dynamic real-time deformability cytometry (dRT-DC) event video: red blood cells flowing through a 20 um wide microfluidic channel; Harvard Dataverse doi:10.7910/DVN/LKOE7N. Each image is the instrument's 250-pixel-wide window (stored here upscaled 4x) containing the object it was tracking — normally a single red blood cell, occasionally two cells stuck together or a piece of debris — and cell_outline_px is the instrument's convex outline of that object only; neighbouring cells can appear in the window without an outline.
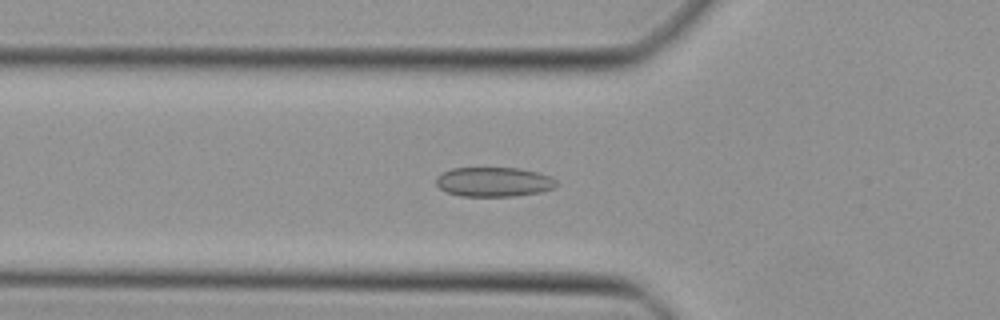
{"species": "Egyptian fruit bat (a non-hibernating species)", "species_latin": "Rousettus aegyptiacus", "temperature_condition": "cold", "stored_images_in_passage": 39, "camera_frame_rate_fps": 3000, "um_per_image_px": 0.085, "animal": {"sex": "female"}, "frame": {"image": 1, "passage_image": 14, "time_ms": 4.333, "image_size_px": [1000, 320], "cell_outline_px": [[560, 184], [552, 188], [540, 192], [516, 196], [460, 196], [448, 192], [440, 188], [436, 184], [436, 176], [452, 168], [520, 168], [536, 172], [548, 176], [556, 180]], "centroid_in_image_um": [41.97, 15.46], "position_along_channel_um": 83.8, "area_um2": 20.63}}
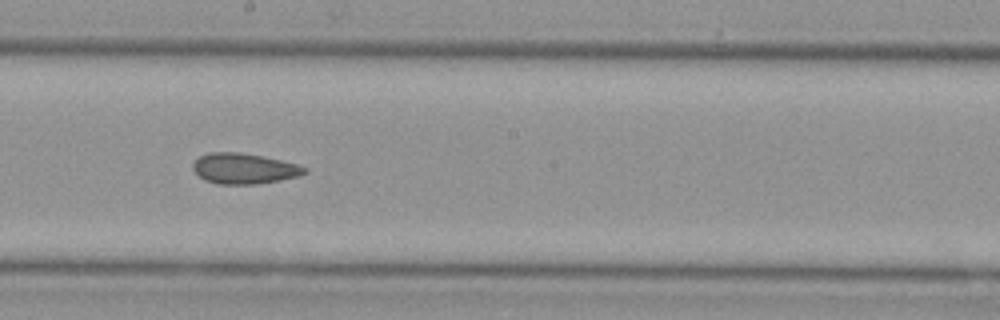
{"frame": {"image": 2, "passage_image": 24, "time_ms": 7.667, "image_size_px": [1000, 320], "cell_outline_px": [[308, 172], [296, 176], [280, 180], [256, 184], [216, 184], [204, 180], [192, 168], [192, 164], [200, 156], [208, 152], [240, 152], [264, 156], [296, 164], [308, 168]], "centroid_in_image_um": [20.73, 14.32], "position_along_channel_um": 227.5, "area_um2": 19.88}}
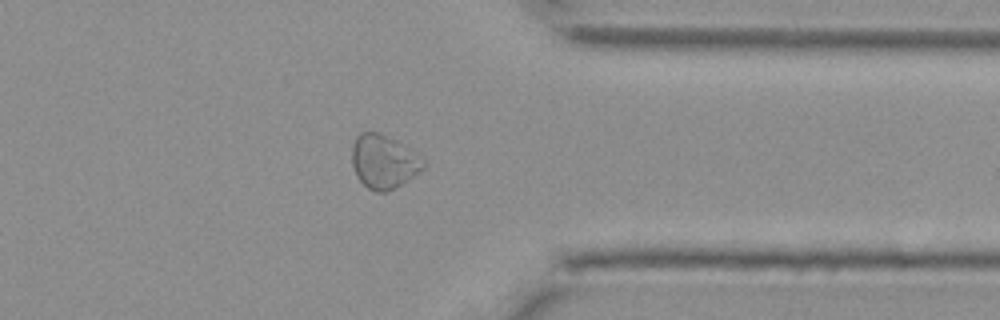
{"frame": {"image": 3, "passage_image": 35, "time_ms": 11.333, "image_size_px": [1000, 320], "cell_outline_px": [[424, 168], [400, 184], [384, 192], [376, 192], [368, 188], [356, 176], [352, 164], [352, 144], [356, 136], [360, 132], [376, 132], [392, 140], [420, 156], [424, 160]], "centroid_in_image_um": [32.55, 13.75], "position_along_channel_um": 378.8, "area_um2": 21.62}}